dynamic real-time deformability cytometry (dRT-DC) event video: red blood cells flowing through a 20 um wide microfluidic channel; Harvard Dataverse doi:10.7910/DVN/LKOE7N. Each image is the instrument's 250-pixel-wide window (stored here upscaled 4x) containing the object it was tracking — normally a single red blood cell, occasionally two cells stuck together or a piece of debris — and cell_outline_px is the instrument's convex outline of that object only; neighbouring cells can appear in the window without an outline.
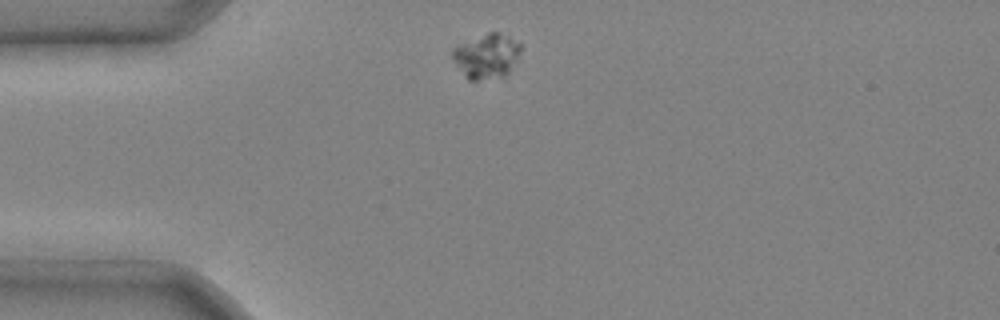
{"species": "common noctule bat (a hibernating species)", "species_latin": "Nyctalus noctula", "temperature_condition": "cold", "stored_images_in_passage": 3, "camera_frame_rate_fps": 3000, "um_per_image_px": 0.085, "animal": {"sex": "male", "body_mass_g": 20.4}, "frame": {"image": 1, "passage_image": 1, "time_ms": 0.0, "image_size_px": [1000, 320], "cell_outline_px": [[524, 44], [516, 60], [508, 72], [504, 76], [476, 80], [468, 80], [464, 76], [452, 60], [452, 48], [456, 44], [488, 32], [496, 32], [508, 36]], "centroid_in_image_um": [41.33, 4.74], "position_along_channel_um": 43.7, "area_um2": 17.98}}
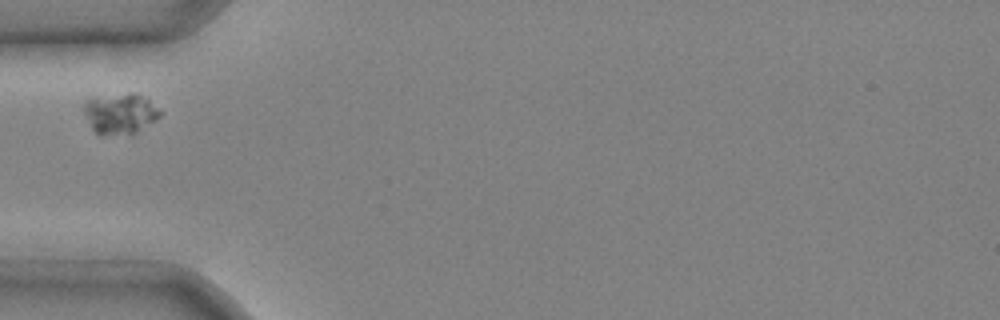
{"frame": {"image": 2, "passage_image": 2, "time_ms": 0.333, "image_size_px": [1000, 320], "cell_outline_px": [[160, 116], [156, 120], [136, 132], [100, 136], [92, 128], [84, 112], [84, 104], [88, 100], [132, 92], [148, 100], [160, 108]], "centroid_in_image_um": [10.24, 9.67], "position_along_channel_um": 74.8, "area_um2": 17.46}}
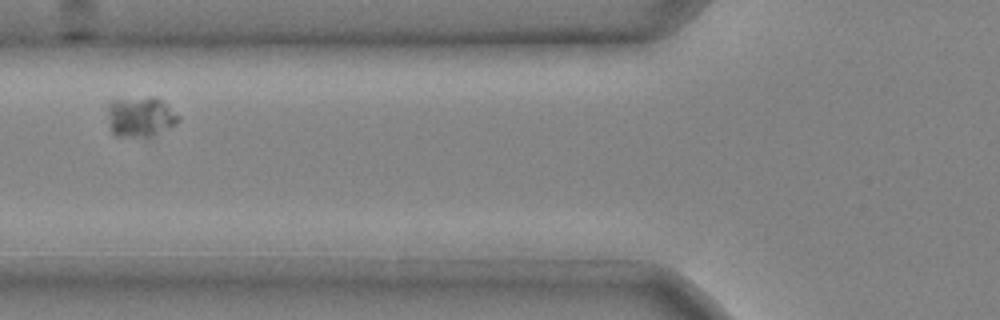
{"frame": {"image": 3, "passage_image": 3, "time_ms": 0.667, "image_size_px": [1000, 320], "cell_outline_px": [[180, 120], [176, 124], [148, 140], [144, 140], [116, 136], [112, 132], [108, 112], [108, 104], [112, 100], [152, 96], [156, 96], [180, 116]], "centroid_in_image_um": [11.96, 9.98], "position_along_channel_um": 113.8, "area_um2": 17.17}}